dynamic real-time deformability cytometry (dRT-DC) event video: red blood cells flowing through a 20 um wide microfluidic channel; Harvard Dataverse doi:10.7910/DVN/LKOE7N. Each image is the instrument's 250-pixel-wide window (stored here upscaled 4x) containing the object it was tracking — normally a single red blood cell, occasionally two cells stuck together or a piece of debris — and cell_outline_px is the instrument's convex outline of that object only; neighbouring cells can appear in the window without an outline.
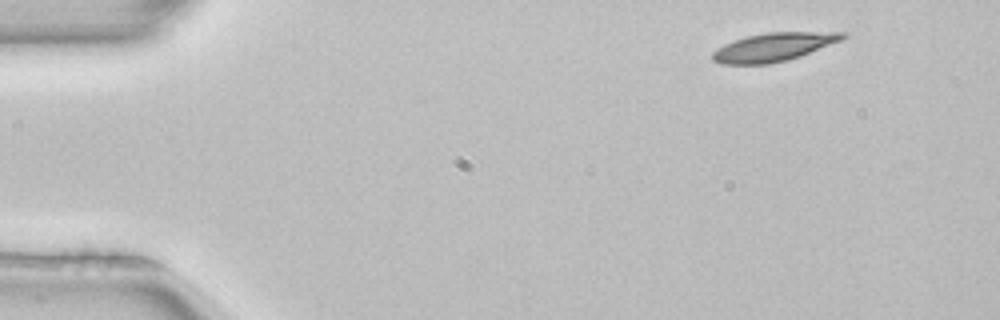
{"species": "common noctule bat (a hibernating species)", "species_latin": "Nyctalus noctula", "temperature_condition": "room temperature", "stored_images_in_passage": 3, "camera_frame_rate_fps": 3000, "um_per_image_px": 0.085, "animal": {"sex": "female", "body_mass_g": 22.7, "forearm_length_mm": 54.2}, "frame": {"image": 1, "passage_image": 1, "time_ms": 0.0, "image_size_px": [1000, 320], "cell_outline_px": [[848, 36], [840, 40], [800, 56], [788, 60], [768, 64], [720, 64], [712, 60], [712, 52], [716, 48], [724, 44], [748, 36], [768, 32], [844, 32]], "centroid_in_image_um": [65.71, 4.0], "position_along_channel_um": 19.3, "area_um2": 21.33}}